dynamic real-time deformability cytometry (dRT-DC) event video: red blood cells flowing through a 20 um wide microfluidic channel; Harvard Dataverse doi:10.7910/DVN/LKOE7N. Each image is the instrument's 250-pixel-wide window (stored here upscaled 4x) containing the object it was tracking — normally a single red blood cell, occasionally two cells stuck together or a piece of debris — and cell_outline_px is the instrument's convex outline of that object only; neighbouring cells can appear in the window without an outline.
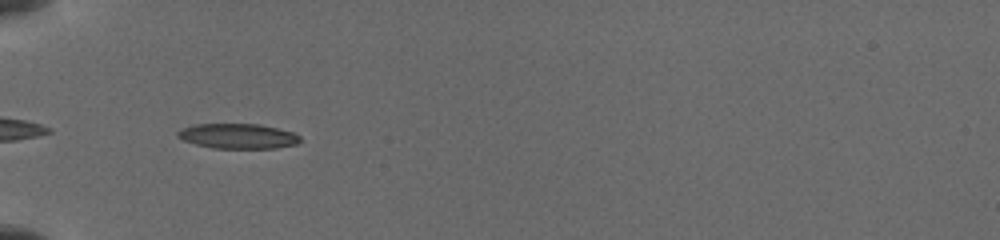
{"species": "common noctule bat (a hibernating species)", "species_latin": "Nyctalus noctula", "temperature_condition": "cold", "stored_images_in_passage": 23, "camera_frame_rate_fps": 3000, "um_per_image_px": 0.085, "animal": {"sex": "female", "body_mass_g": 19.5, "forearm_length_mm": 54.1}, "frame": {"image": 1, "passage_image": 4, "time_ms": 1.333, "image_size_px": [1000, 240], "cell_outline_px": [[300, 140], [296, 144], [276, 148], [212, 148], [196, 144], [184, 140], [176, 136], [176, 132], [180, 128], [196, 124], [260, 124], [292, 132], [300, 136]], "centroid_in_image_um": [20.19, 11.56], "position_along_channel_um": 64.8, "area_um2": 17.8}}
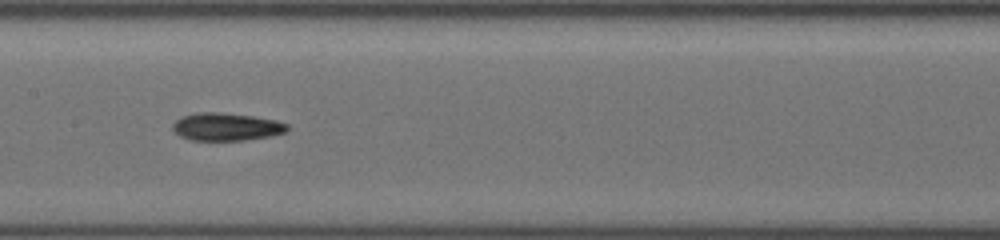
{"frame": {"image": 2, "passage_image": 12, "time_ms": 4.667, "image_size_px": [1000, 240], "cell_outline_px": [[288, 128], [284, 132], [272, 136], [244, 140], [192, 140], [180, 136], [172, 128], [172, 124], [180, 116], [196, 112], [220, 112], [252, 116], [276, 120], [288, 124]], "centroid_in_image_um": [19.21, 10.77], "position_along_channel_um": 188.2, "area_um2": 18.55}}
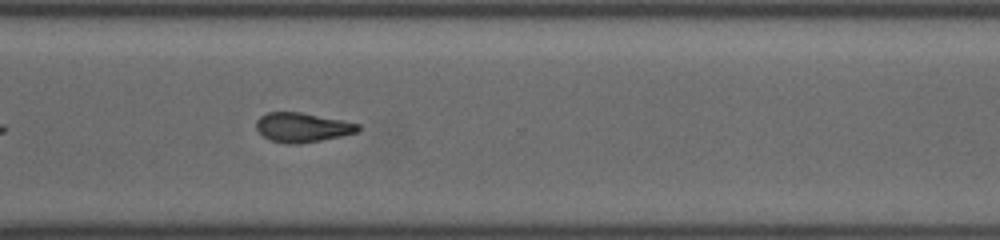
{"frame": {"image": 3, "passage_image": 23, "time_ms": 8.667, "image_size_px": [1000, 240], "cell_outline_px": [[360, 128], [356, 132], [340, 136], [300, 144], [284, 144], [268, 140], [256, 128], [256, 120], [260, 116], [268, 112], [300, 112], [360, 124]], "centroid_in_image_um": [25.65, 10.84], "position_along_channel_um": 345.0, "area_um2": 17.34}}